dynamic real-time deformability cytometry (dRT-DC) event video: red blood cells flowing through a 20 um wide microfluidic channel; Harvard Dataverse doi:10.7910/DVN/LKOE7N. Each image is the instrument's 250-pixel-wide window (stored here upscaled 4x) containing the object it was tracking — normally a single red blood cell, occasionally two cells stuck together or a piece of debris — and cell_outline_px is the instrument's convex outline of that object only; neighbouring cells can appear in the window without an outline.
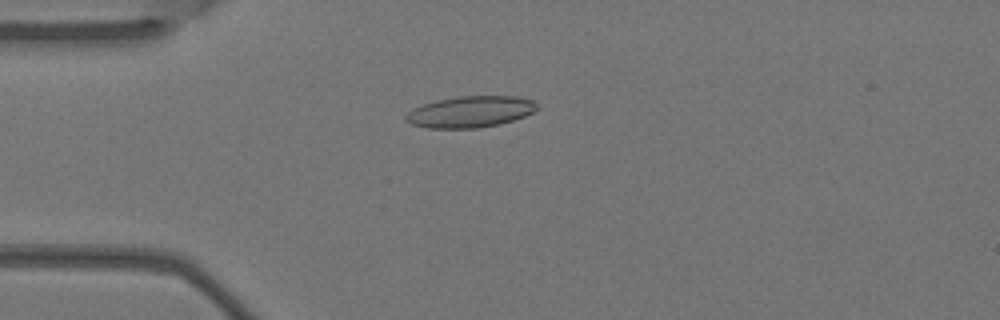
{"species": "Egyptian fruit bat (a non-hibernating species)", "species_latin": "Rousettus aegyptiacus", "temperature_condition": "warm", "stored_images_in_passage": 2, "camera_frame_rate_fps": 3000, "um_per_image_px": 0.085, "animal": {"sex": "female"}, "frame": {"image": 1, "passage_image": 1, "time_ms": 0.0, "image_size_px": [1000, 320], "cell_outline_px": [[540, 108], [524, 116], [500, 124], [476, 128], [428, 128], [412, 124], [404, 120], [404, 116], [412, 108], [436, 100], [460, 96], [516, 96], [532, 100], [540, 104]], "centroid_in_image_um": [39.98, 9.49], "position_along_channel_um": 45.0, "area_um2": 24.04}}
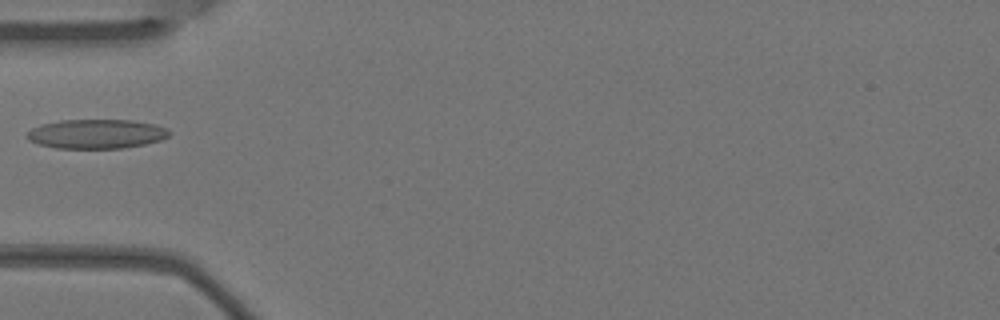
{"frame": {"image": 2, "passage_image": 2, "time_ms": 0.333, "image_size_px": [1000, 320], "cell_outline_px": [[172, 132], [168, 136], [160, 140], [144, 144], [124, 148], [56, 148], [36, 144], [28, 140], [28, 132], [32, 128], [40, 124], [60, 120], [132, 120], [156, 124], [168, 128]], "centroid_in_image_um": [8.21, 11.38], "position_along_channel_um": 76.8, "area_um2": 24.45}}